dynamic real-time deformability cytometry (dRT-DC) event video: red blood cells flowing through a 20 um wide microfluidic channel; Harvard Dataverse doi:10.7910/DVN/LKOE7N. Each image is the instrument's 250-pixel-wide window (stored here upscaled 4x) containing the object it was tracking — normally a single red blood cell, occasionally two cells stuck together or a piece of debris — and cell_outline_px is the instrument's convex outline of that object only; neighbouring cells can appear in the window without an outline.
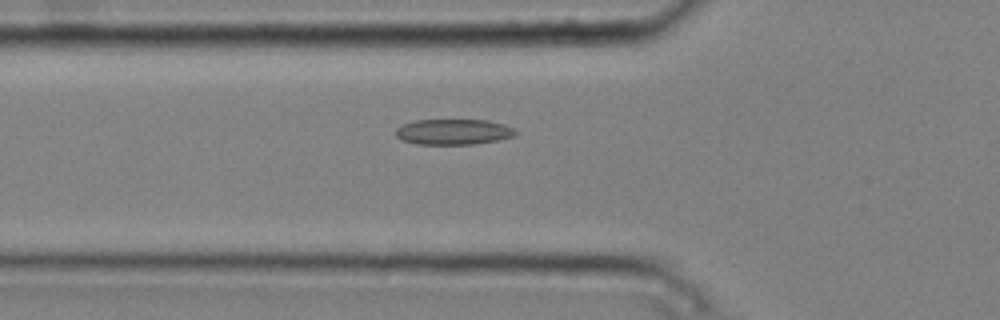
{"species": "common noctule bat (a hibernating species)", "species_latin": "Nyctalus noctula", "temperature_condition": "cold", "stored_images_in_passage": 5, "camera_frame_rate_fps": 3000, "um_per_image_px": 0.085, "animal": {"sex": "male", "body_mass_g": 20.4}, "frame": {"image": 1, "passage_image": 5, "time_ms": 1.333, "image_size_px": [1000, 320], "cell_outline_px": [[520, 132], [516, 136], [476, 144], [416, 144], [400, 140], [396, 136], [396, 128], [400, 124], [416, 120], [488, 120], [504, 124]], "centroid_in_image_um": [38.53, 11.2], "position_along_channel_um": 87.3, "area_um2": 18.09}}